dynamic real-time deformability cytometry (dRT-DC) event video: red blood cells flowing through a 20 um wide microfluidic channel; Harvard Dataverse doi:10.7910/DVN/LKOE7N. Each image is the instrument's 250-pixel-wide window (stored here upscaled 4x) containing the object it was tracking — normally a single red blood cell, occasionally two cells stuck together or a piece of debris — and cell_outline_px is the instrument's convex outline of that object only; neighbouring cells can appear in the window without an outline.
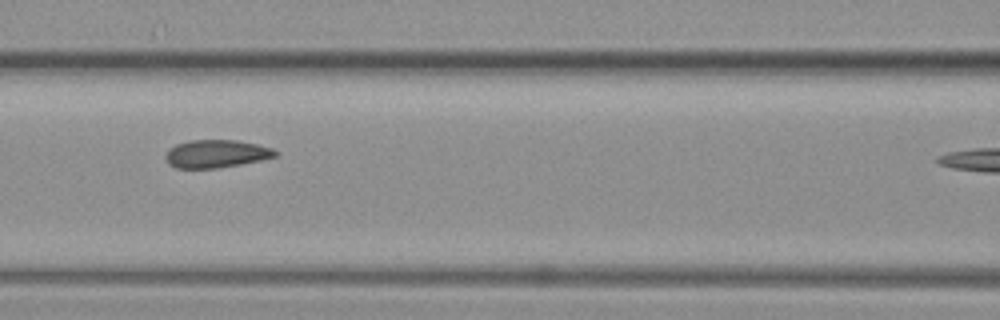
{"species": "common noctule bat (a hibernating species)", "species_latin": "Nyctalus noctula", "temperature_condition": "warm", "stored_images_in_passage": 8, "camera_frame_rate_fps": 3000, "um_per_image_px": 0.085, "animal": {"sex": "female", "body_mass_g": 19.3, "forearm_length_mm": 54.1}, "frame": {"image": 1, "passage_image": 6, "time_ms": 1.667, "image_size_px": [1000, 320], "cell_outline_px": [[280, 152], [276, 156], [260, 160], [240, 164], [216, 168], [176, 168], [168, 164], [164, 156], [168, 148], [176, 144], [192, 140], [236, 140], [256, 144], [272, 148]], "centroid_in_image_um": [18.35, 13.07], "position_along_channel_um": 148.2, "area_um2": 17.86}}